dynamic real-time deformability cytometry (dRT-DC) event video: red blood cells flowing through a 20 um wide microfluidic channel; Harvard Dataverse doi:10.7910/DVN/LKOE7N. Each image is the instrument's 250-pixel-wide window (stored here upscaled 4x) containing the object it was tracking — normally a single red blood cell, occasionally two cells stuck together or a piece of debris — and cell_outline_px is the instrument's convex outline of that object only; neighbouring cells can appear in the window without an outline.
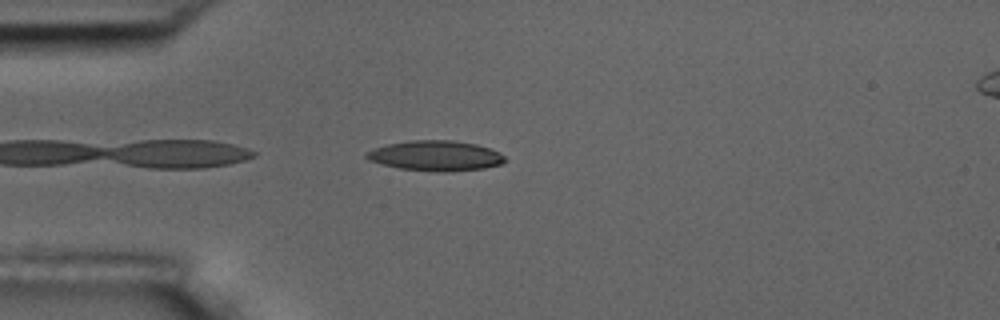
{"species": "common noctule bat (a hibernating species)", "species_latin": "Nyctalus noctula", "temperature_condition": "room temperature", "stored_images_in_passage": 7, "camera_frame_rate_fps": 3000, "um_per_image_px": 0.085, "animal": {"sex": "male", "body_mass_g": 17.5, "forearm_length_mm": 52.3}, "frame": {"image": 1, "passage_image": 2, "time_ms": 0.333, "image_size_px": [1000, 320], "cell_outline_px": [[508, 160], [500, 164], [484, 168], [448, 172], [440, 172], [400, 168], [368, 160], [364, 156], [364, 152], [372, 148], [388, 144], [408, 140], [452, 140], [476, 144], [500, 152]], "centroid_in_image_um": [37.01, 13.23], "position_along_channel_um": 48.0, "area_um2": 24.45}}